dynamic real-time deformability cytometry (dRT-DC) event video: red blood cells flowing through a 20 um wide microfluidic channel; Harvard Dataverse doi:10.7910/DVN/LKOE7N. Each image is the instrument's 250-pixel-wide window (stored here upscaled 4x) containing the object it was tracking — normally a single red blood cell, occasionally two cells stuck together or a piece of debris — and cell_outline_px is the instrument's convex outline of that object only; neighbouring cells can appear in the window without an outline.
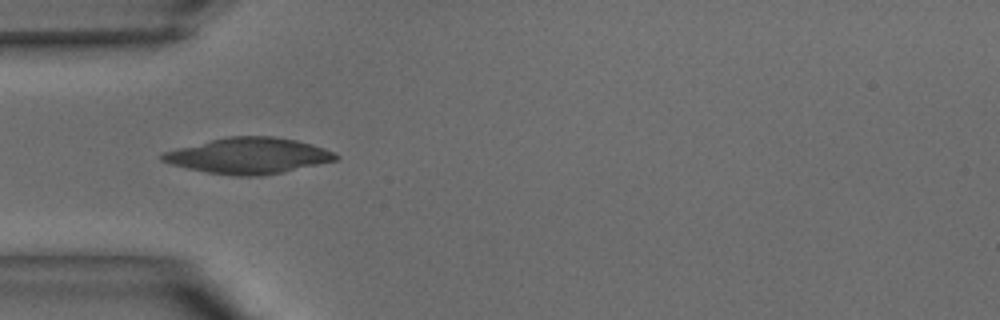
{"species": "common noctule bat (a hibernating species)", "species_latin": "Nyctalus noctula", "temperature_condition": "warm", "stored_images_in_passage": 28, "camera_frame_rate_fps": 3000, "um_per_image_px": 0.085, "animal": {"sex": "male", "body_mass_g": 15.6}, "frame": {"image": 1, "passage_image": 10, "time_ms": 3.0, "image_size_px": [1000, 320], "cell_outline_px": [[340, 156], [336, 160], [284, 172], [260, 176], [232, 176], [208, 172], [188, 168], [172, 164], [160, 160], [160, 152], [228, 136], [272, 136], [296, 140], [312, 144], [324, 148]], "centroid_in_image_um": [21.12, 13.24], "position_along_channel_um": 63.9, "area_um2": 36.13}}